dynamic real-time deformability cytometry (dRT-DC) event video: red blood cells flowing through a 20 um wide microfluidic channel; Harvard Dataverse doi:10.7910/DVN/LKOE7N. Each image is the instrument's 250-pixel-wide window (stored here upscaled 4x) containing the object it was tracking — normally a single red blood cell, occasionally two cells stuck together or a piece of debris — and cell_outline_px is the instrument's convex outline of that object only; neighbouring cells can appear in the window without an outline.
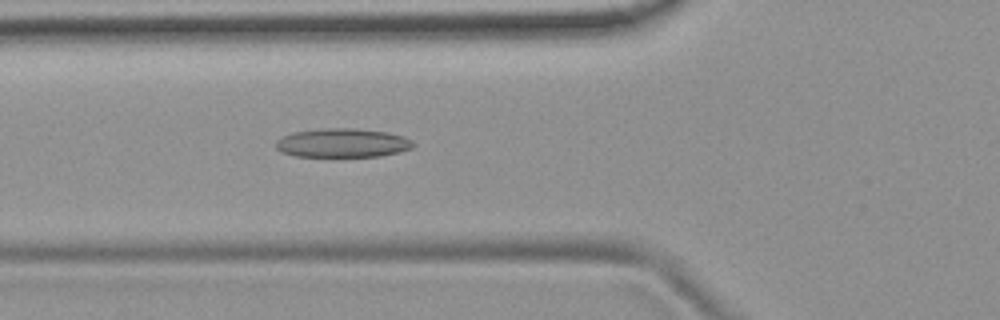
{"species": "common noctule bat (a hibernating species)", "species_latin": "Nyctalus noctula", "temperature_condition": "room temperature", "stored_images_in_passage": 48, "camera_frame_rate_fps": 3000, "um_per_image_px": 0.085, "animal": {"sex": "female", "body_mass_g": 19.9}, "frame": {"image": 1, "passage_image": 19, "time_ms": 6.0, "image_size_px": [1000, 320], "cell_outline_px": [[416, 144], [412, 148], [400, 152], [380, 156], [296, 156], [280, 152], [276, 148], [276, 140], [292, 132], [324, 128], [352, 128], [384, 132], [404, 136], [412, 140]], "centroid_in_image_um": [29.12, 12.15], "position_along_channel_um": 96.7, "area_um2": 23.12}}
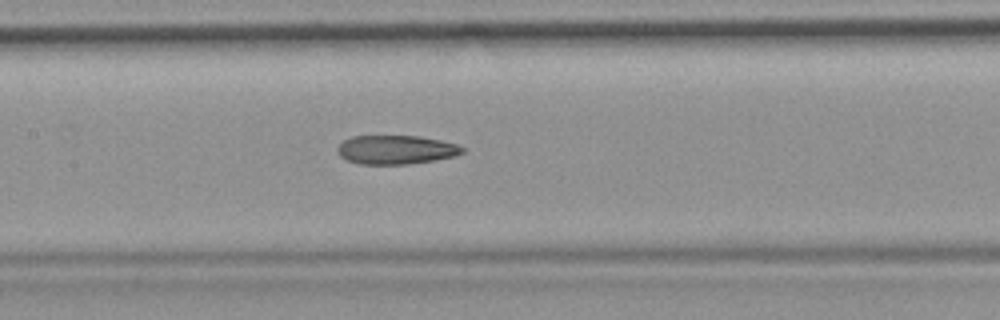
{"frame": {"image": 2, "passage_image": 25, "time_ms": 8.0, "image_size_px": [1000, 320], "cell_outline_px": [[464, 152], [456, 156], [408, 164], [360, 164], [348, 160], [340, 156], [336, 148], [344, 140], [352, 136], [420, 136], [440, 140], [456, 144], [464, 148]], "centroid_in_image_um": [33.65, 12.72], "position_along_channel_um": 173.7, "area_um2": 20.92}}
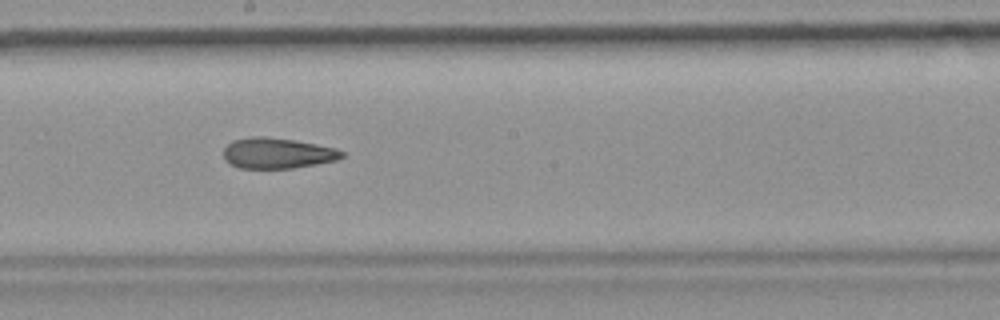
{"frame": {"image": 3, "passage_image": 29, "time_ms": 9.333, "image_size_px": [1000, 320], "cell_outline_px": [[344, 156], [336, 160], [316, 164], [292, 168], [240, 168], [228, 164], [224, 160], [224, 148], [232, 140], [252, 136], [264, 136], [292, 140], [316, 144], [336, 148], [344, 152]], "centroid_in_image_um": [23.54, 13.02], "position_along_channel_um": 224.7, "area_um2": 21.15}}